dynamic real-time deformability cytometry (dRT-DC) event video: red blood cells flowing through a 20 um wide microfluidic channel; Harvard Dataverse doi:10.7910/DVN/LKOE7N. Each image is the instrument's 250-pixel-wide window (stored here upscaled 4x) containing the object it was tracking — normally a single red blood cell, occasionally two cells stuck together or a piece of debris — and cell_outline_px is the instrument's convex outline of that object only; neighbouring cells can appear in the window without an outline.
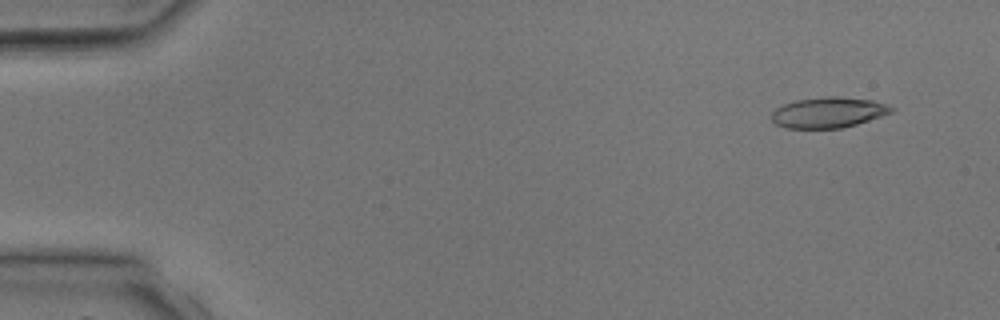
{"species": "common noctule bat (a hibernating species)", "species_latin": "Nyctalus noctula", "temperature_condition": "room temperature", "stored_images_in_passage": 4, "camera_frame_rate_fps": 3000, "um_per_image_px": 0.085, "animal": {"sex": "male", "body_mass_g": 17.9, "forearm_length_mm": 54.2}, "frame": {"image": 1, "passage_image": 1, "time_ms": 0.0, "image_size_px": [1000, 320], "cell_outline_px": [[896, 108], [892, 112], [856, 124], [840, 128], [784, 128], [776, 124], [772, 120], [772, 112], [776, 108], [784, 104], [796, 100], [828, 96], [836, 96], [872, 100]], "centroid_in_image_um": [70.38, 9.56], "position_along_channel_um": 14.6, "area_um2": 21.15}}